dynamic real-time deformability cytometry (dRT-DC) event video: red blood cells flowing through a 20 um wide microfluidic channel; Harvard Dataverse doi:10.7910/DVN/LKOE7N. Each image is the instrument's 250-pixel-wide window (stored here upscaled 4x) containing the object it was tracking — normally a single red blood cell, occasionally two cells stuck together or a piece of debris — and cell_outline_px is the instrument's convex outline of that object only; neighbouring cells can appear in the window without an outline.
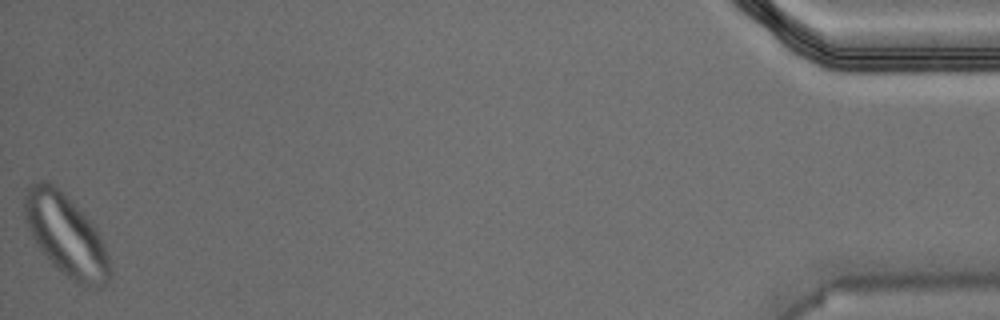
{"species": "Egyptian fruit bat (a non-hibernating species)", "species_latin": "Rousettus aegyptiacus", "temperature_condition": "warm", "stored_images_in_passage": 41, "camera_frame_rate_fps": 3000, "um_per_image_px": 0.085, "animal": {"sex": "male"}, "frame": {"image": 1, "passage_image": 41, "time_ms": 13.333, "image_size_px": [1000, 320], "cell_outline_px": [[112, 276], [108, 284], [100, 288], [96, 288], [80, 284], [72, 280], [52, 264], [40, 248], [32, 236], [28, 228], [24, 216], [24, 196], [28, 188], [32, 184], [40, 180], [44, 180], [52, 184], [68, 196], [72, 200], [96, 228], [104, 244], [112, 268]], "centroid_in_image_um": [5.64, 20.02], "position_along_channel_um": 429.6, "area_um2": 40.52}}